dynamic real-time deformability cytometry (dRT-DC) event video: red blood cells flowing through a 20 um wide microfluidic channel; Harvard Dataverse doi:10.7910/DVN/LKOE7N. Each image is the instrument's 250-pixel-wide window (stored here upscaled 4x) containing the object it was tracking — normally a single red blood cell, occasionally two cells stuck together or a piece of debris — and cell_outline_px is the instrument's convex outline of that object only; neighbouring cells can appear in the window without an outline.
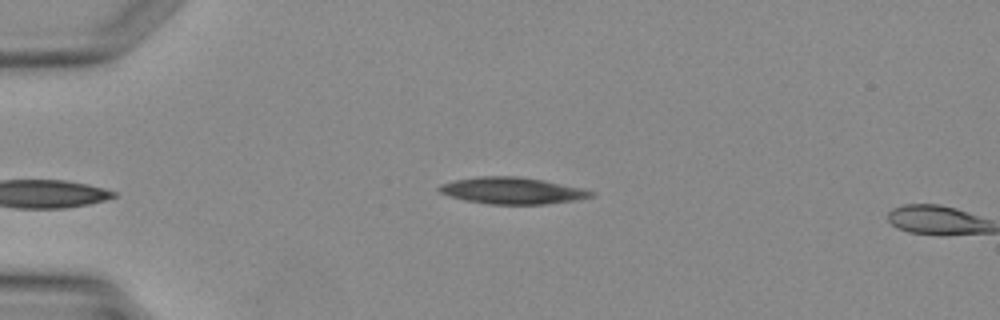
{"species": "Egyptian fruit bat (a non-hibernating species)", "species_latin": "Rousettus aegyptiacus", "temperature_condition": "warm", "stored_images_in_passage": 3, "camera_frame_rate_fps": 3000, "um_per_image_px": 0.085, "animal": {"sex": "female"}, "frame": {"image": 1, "passage_image": 3, "time_ms": 2.333, "image_size_px": [1000, 320], "cell_outline_px": [[596, 196], [576, 200], [544, 204], [488, 204], [464, 200], [440, 192], [436, 188], [440, 184], [452, 180], [480, 176], [520, 176], [544, 180], [584, 188], [596, 192]], "centroid_in_image_um": [43.57, 16.2], "position_along_channel_um": 41.4, "area_um2": 23.81}}